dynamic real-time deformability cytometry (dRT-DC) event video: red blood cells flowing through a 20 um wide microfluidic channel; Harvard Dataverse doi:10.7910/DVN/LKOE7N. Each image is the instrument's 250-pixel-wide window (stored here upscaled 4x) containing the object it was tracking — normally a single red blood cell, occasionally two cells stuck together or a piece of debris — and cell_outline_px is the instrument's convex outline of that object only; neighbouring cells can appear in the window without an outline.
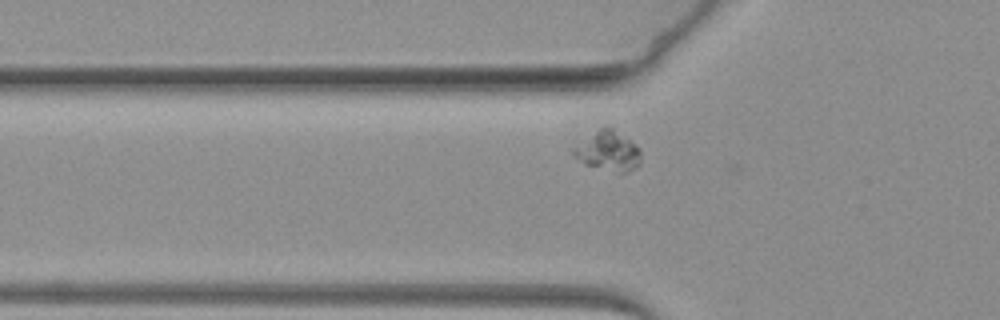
{"species": "common noctule bat (a hibernating species)", "species_latin": "Nyctalus noctula", "temperature_condition": "warm", "stored_images_in_passage": 41, "camera_frame_rate_fps": 3000, "um_per_image_px": 0.085, "animal": {"sex": "female", "body_mass_g": 19.3, "forearm_length_mm": 54.1}, "frame": {"image": 1, "passage_image": 3, "time_ms": 0.667, "image_size_px": [1000, 320], "cell_outline_px": [[640, 164], [636, 168], [628, 172], [620, 172], [584, 164], [572, 152], [572, 148], [600, 128], [612, 128], [636, 144], [640, 148]], "centroid_in_image_um": [51.73, 12.85], "position_along_channel_um": 74.1, "area_um2": 15.14}}
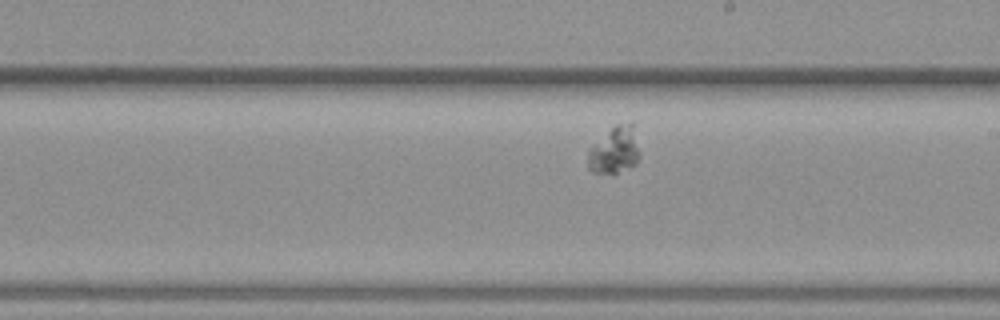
{"frame": {"image": 2, "passage_image": 19, "time_ms": 6.0, "image_size_px": [1000, 320], "cell_outline_px": [[640, 156], [636, 164], [612, 176], [592, 172], [588, 168], [588, 148], [616, 124], [632, 120], [640, 152]], "centroid_in_image_um": [52.25, 12.79], "position_along_channel_um": 236.8, "area_um2": 14.68}}
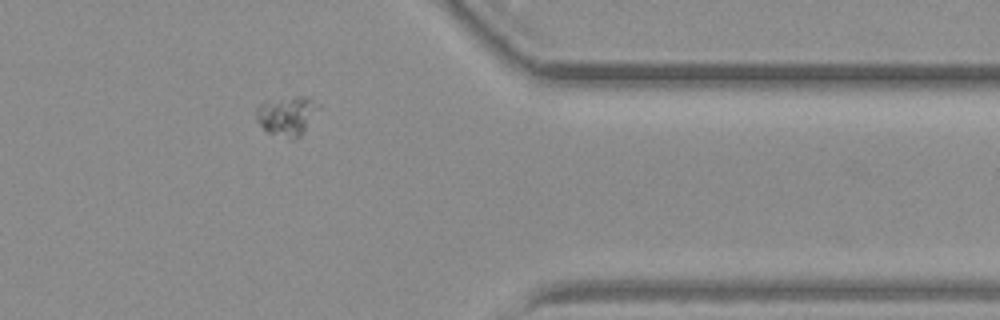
{"frame": {"image": 3, "passage_image": 35, "time_ms": 11.333, "image_size_px": [1000, 320], "cell_outline_px": [[320, 108], [304, 132], [300, 136], [292, 140], [268, 132], [256, 120], [256, 108], [260, 104], [296, 96], [308, 96], [320, 104]], "centroid_in_image_um": [24.44, 9.85], "position_along_channel_um": 387.0, "area_um2": 14.16}}